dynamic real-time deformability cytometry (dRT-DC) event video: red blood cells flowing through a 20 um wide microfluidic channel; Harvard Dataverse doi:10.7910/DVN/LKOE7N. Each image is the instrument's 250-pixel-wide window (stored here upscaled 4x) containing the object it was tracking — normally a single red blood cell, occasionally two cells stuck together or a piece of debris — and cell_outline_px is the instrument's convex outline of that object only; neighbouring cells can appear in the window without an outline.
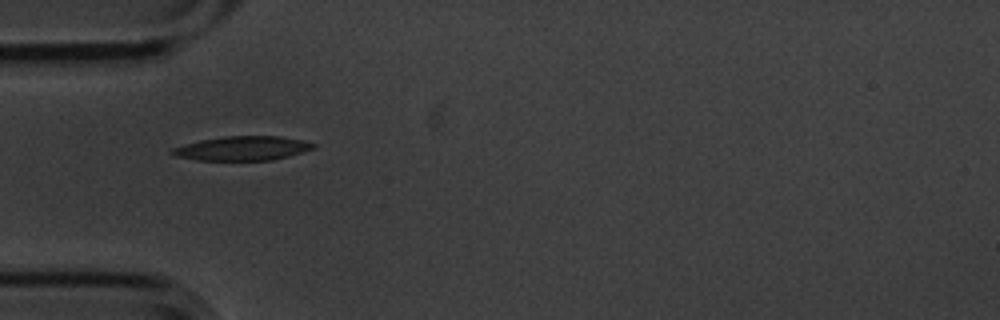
{"species": "common noctule bat (a hibernating species)", "species_latin": "Nyctalus noctula", "temperature_condition": "cold", "stored_images_in_passage": 1, "camera_frame_rate_fps": 3000, "um_per_image_px": 0.085, "animal": {"sex": "male", "body_mass_g": 20.1, "forearm_length_mm": 53.5}, "frame": {"image": 1, "passage_image": 1, "time_ms": 0.0, "image_size_px": [1000, 320], "cell_outline_px": [[316, 148], [288, 156], [272, 160], [196, 160], [176, 156], [168, 152], [172, 148], [200, 140], [224, 136], [280, 136], [304, 140], [316, 144]], "centroid_in_image_um": [20.62, 12.6], "position_along_channel_um": 64.4, "area_um2": 19.94}}